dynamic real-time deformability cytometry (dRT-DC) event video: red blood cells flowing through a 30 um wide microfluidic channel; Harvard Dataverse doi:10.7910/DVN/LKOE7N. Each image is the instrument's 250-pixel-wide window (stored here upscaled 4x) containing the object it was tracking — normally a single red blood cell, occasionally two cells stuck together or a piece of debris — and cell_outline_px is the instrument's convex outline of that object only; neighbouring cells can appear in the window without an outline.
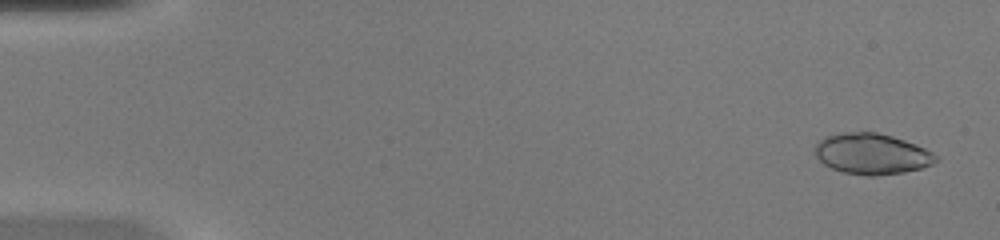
{"species": "common noctule bat (a hibernating species)", "species_latin": "Nyctalus noctula", "temperature_condition": "warm", "stored_images_in_passage": 49, "camera_frame_rate_fps": 3000, "um_per_image_px": 0.085, "animal": {"sex": "female", "body_mass_g": 20.0, "forearm_length_mm": 54.0}, "frame": {"image": 1, "passage_image": 2, "time_ms": 0.333, "image_size_px": [1000, 240], "cell_outline_px": [[940, 160], [932, 164], [920, 168], [904, 172], [876, 176], [868, 176], [840, 172], [824, 164], [816, 156], [816, 144], [824, 136], [840, 132], [876, 132], [892, 136], [916, 144], [932, 152]], "centroid_in_image_um": [74.1, 13.08], "position_along_channel_um": 10.9, "area_um2": 28.84}}
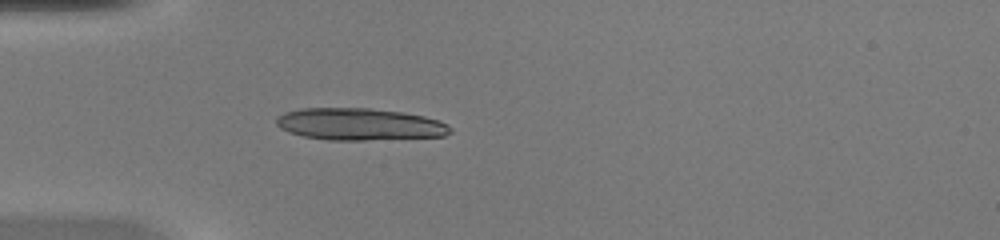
{"frame": {"image": 2, "passage_image": 15, "time_ms": 4.667, "image_size_px": [1000, 240], "cell_outline_px": [[452, 132], [444, 136], [364, 140], [328, 140], [304, 136], [288, 132], [280, 128], [276, 124], [276, 116], [284, 112], [300, 108], [368, 108], [404, 112], [424, 116], [436, 120], [452, 128]], "centroid_in_image_um": [30.51, 10.55], "position_along_channel_um": 54.5, "area_um2": 32.48}}